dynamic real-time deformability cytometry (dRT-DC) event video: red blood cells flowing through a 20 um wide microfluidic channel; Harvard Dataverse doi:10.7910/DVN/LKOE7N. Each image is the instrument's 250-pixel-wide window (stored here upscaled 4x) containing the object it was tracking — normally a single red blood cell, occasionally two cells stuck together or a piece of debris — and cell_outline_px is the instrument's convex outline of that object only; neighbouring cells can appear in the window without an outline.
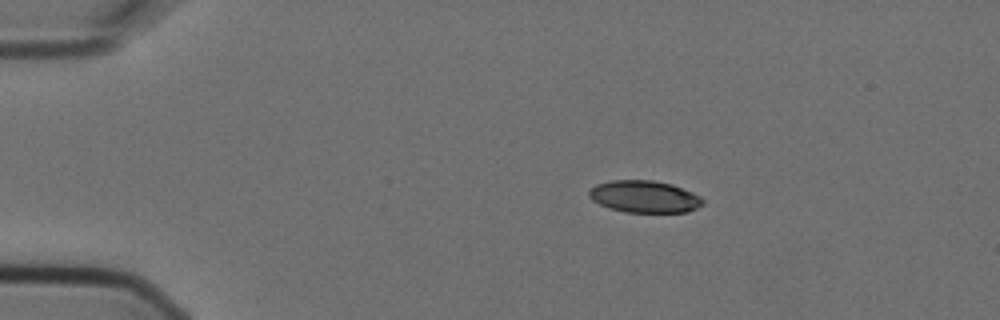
{"species": "Egyptian fruit bat (a non-hibernating species)", "species_latin": "Rousettus aegyptiacus", "temperature_condition": "cold", "stored_images_in_passage": 4, "camera_frame_rate_fps": 3000, "um_per_image_px": 0.085, "animal": {"sex": "female"}, "frame": {"image": 1, "passage_image": 2, "time_ms": 0.333, "image_size_px": [1000, 320], "cell_outline_px": [[704, 204], [688, 212], [624, 212], [608, 208], [592, 200], [588, 196], [588, 188], [596, 184], [612, 180], [652, 180], [672, 184], [692, 192], [700, 196], [704, 200]], "centroid_in_image_um": [54.75, 16.71], "position_along_channel_um": 30.2, "area_um2": 21.44}}